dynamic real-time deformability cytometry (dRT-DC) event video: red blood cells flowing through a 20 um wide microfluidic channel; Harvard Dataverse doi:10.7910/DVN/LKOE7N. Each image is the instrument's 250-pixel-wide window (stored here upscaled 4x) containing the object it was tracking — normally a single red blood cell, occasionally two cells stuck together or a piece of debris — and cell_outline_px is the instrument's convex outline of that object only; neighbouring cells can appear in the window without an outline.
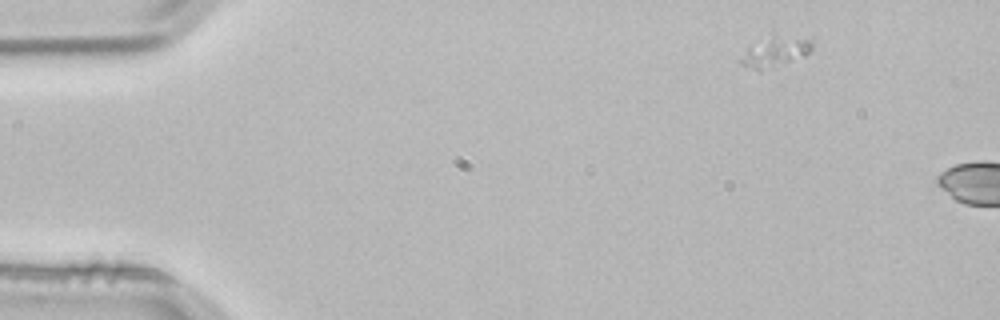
{"species": "common noctule bat (a hibernating species)", "species_latin": "Nyctalus noctula", "temperature_condition": "room temperature", "stored_images_in_passage": 2, "segment_of_instrument_passage": [1, 2], "camera_frame_rate_fps": 3000, "um_per_image_px": 0.085, "animal": {"sex": "male", "body_mass_g": 21.5, "forearm_length_mm": 52.0}, "frame": {"image": 1, "passage_image": 1, "time_ms": 0.0, "image_size_px": [1000, 320], "cell_outline_px": [[812, 48], [804, 56], [760, 68], [756, 68], [740, 64], [736, 60], [748, 48], [772, 32], [808, 40], [812, 44]], "centroid_in_image_um": [65.83, 4.31], "position_along_channel_um": 19.2, "area_um2": 11.91}}